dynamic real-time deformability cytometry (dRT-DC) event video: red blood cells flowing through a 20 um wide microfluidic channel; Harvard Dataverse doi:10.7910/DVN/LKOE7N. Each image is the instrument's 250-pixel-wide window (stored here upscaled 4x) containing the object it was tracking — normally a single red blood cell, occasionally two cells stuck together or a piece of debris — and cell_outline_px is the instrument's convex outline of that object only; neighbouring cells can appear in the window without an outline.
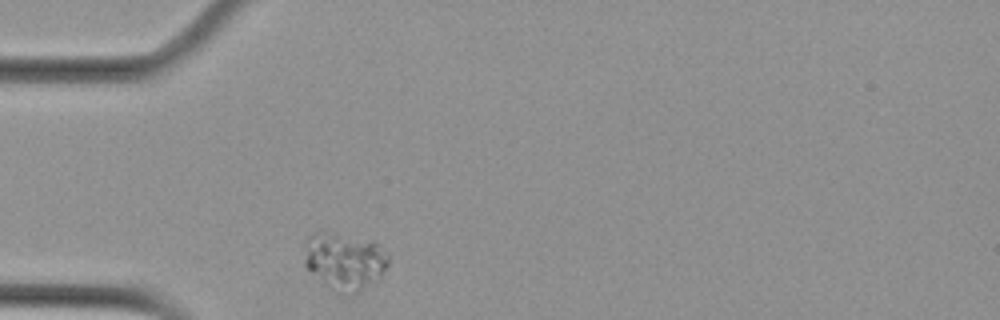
{"species": "Egyptian fruit bat (a non-hibernating species)", "species_latin": "Rousettus aegyptiacus", "temperature_condition": "cold", "stored_images_in_passage": 42, "camera_frame_rate_fps": 3000, "um_per_image_px": 0.085, "animal": {"sex": "female"}, "frame": {"image": 1, "passage_image": 1, "time_ms": 0.0, "image_size_px": [1000, 320], "cell_outline_px": [[388, 264], [384, 276], [380, 280], [352, 296], [336, 296], [304, 264], [304, 236], [320, 228], [324, 228], [372, 240], [380, 244], [388, 252]], "centroid_in_image_um": [29.28, 22.17], "position_along_channel_um": 55.7, "area_um2": 30.17}}
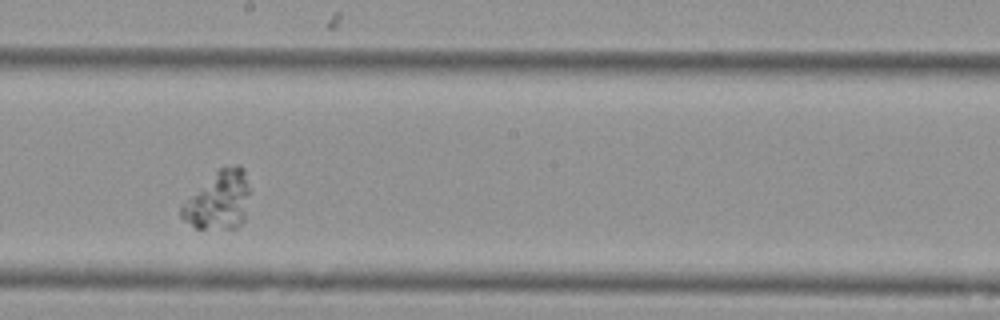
{"frame": {"image": 2, "passage_image": 17, "time_ms": 5.333, "image_size_px": [1000, 320], "cell_outline_px": [[248, 192], [244, 220], [236, 228], [196, 228], [184, 220], [180, 216], [180, 204], [220, 168], [236, 164], [240, 164], [244, 168], [248, 188]], "centroid_in_image_um": [18.55, 17.03], "position_along_channel_um": 229.6, "area_um2": 22.89}}
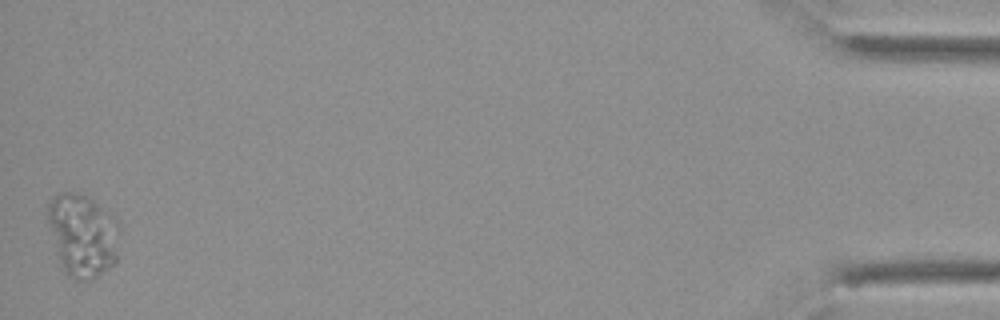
{"frame": {"image": 3, "passage_image": 42, "time_ms": 13.667, "image_size_px": [1000, 320], "cell_outline_px": [[116, 264], [92, 280], [76, 280], [68, 276], [64, 272], [60, 260], [48, 220], [48, 204], [52, 196], [60, 192], [76, 192], [88, 196], [100, 208], [116, 252]], "centroid_in_image_um": [6.85, 20.05], "position_along_channel_um": 428.4, "area_um2": 31.91}}